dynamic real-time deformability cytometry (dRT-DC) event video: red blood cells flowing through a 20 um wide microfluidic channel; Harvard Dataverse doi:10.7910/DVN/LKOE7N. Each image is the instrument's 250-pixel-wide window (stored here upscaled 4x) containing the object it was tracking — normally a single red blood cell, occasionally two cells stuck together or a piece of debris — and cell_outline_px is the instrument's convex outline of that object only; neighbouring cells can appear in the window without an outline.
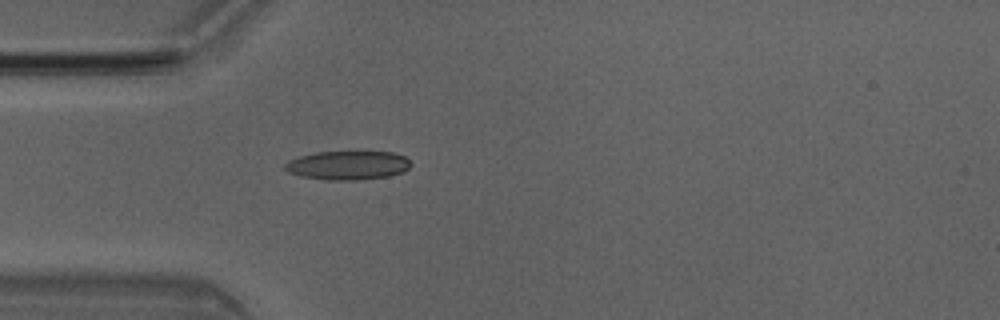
{"species": "Egyptian fruit bat (a non-hibernating species)", "species_latin": "Rousettus aegyptiacus", "temperature_condition": "room temperature", "stored_images_in_passage": 4, "camera_frame_rate_fps": 3000, "um_per_image_px": 0.085, "animal": {"sex": "male"}, "frame": {"image": 1, "passage_image": 4, "time_ms": 1.0, "image_size_px": [1000, 320], "cell_outline_px": [[412, 164], [408, 168], [400, 172], [388, 176], [360, 180], [328, 180], [300, 176], [288, 172], [284, 168], [284, 164], [288, 160], [300, 156], [316, 152], [392, 152], [404, 156]], "centroid_in_image_um": [29.53, 14.05], "position_along_channel_um": 55.5, "area_um2": 21.1}}